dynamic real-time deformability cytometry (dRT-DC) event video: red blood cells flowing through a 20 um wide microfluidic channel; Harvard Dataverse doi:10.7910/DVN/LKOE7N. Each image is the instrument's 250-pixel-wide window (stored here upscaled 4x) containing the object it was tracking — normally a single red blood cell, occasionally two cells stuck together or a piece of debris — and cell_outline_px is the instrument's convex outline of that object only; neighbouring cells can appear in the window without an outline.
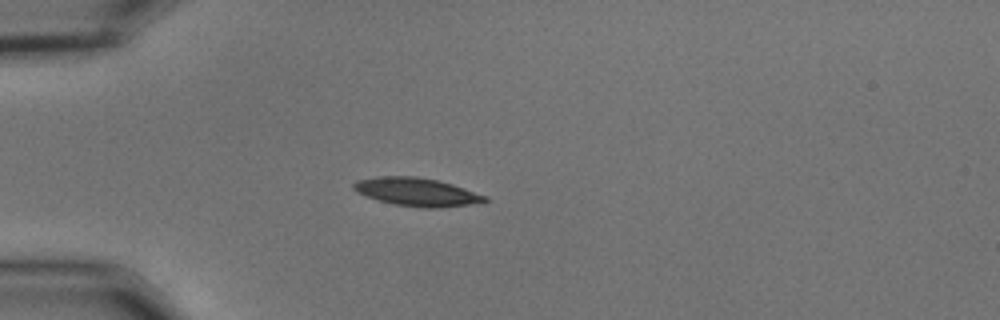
{"species": "common noctule bat (a hibernating species)", "species_latin": "Nyctalus noctula", "temperature_condition": "cold", "stored_images_in_passage": 41, "camera_frame_rate_fps": 3000, "um_per_image_px": 0.085, "animal": {"sex": "male", "body_mass_g": 15.6}, "frame": {"image": 1, "passage_image": 1, "time_ms": 0.0, "image_size_px": [1000, 320], "cell_outline_px": [[488, 200], [484, 204], [440, 208], [424, 208], [396, 204], [380, 200], [356, 192], [352, 188], [352, 184], [356, 180], [376, 176], [416, 176], [436, 180], [452, 184], [488, 196]], "centroid_in_image_um": [35.5, 16.32], "position_along_channel_um": 49.5, "area_um2": 21.85}}
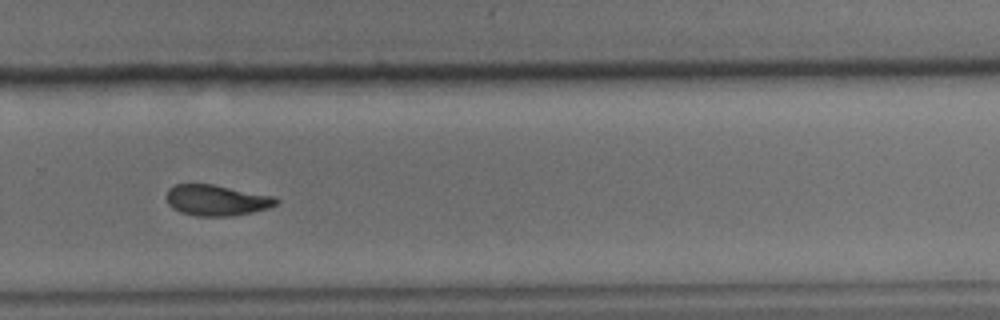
{"frame": {"image": 2, "passage_image": 24, "time_ms": 7.667, "image_size_px": [1000, 320], "cell_outline_px": [[280, 200], [276, 204], [268, 208], [252, 212], [232, 216], [196, 216], [180, 212], [172, 208], [168, 204], [164, 196], [168, 188], [176, 184], [212, 184], [276, 196]], "centroid_in_image_um": [18.38, 17.02], "position_along_channel_um": 311.4, "area_um2": 20.0}}
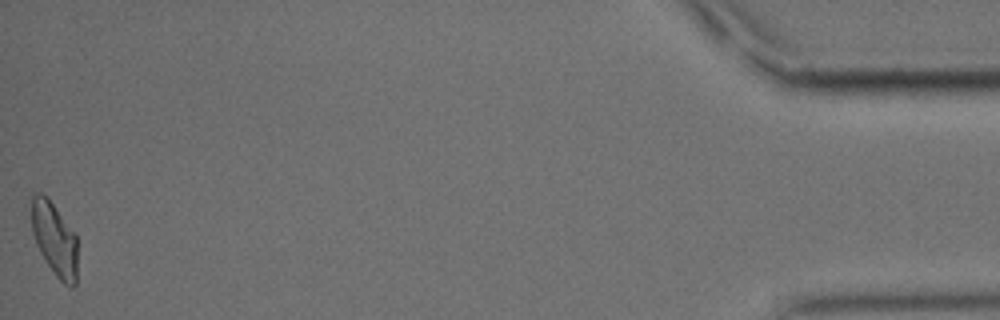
{"frame": {"image": 3, "passage_image": 41, "time_ms": 13.333, "image_size_px": [1000, 320], "cell_outline_px": [[76, 284], [72, 288], [68, 288], [56, 276], [44, 260], [36, 244], [32, 232], [32, 196], [36, 192], [40, 192], [48, 196], [76, 236]], "centroid_in_image_um": [4.62, 20.33], "position_along_channel_um": 430.6, "area_um2": 19.65}, "authors_computed_cell_mechanics": {"area_um2": 20.4034, "velocity_mm_per_s": 3.6356, "shape_relaxation_time_tau1_ms": 5.0589, "shape_relaxation_time_tau2_ms": 3.9923, "deformation_change_tau1": 0.1621, "deformation_change_tau2": 0.0974}}